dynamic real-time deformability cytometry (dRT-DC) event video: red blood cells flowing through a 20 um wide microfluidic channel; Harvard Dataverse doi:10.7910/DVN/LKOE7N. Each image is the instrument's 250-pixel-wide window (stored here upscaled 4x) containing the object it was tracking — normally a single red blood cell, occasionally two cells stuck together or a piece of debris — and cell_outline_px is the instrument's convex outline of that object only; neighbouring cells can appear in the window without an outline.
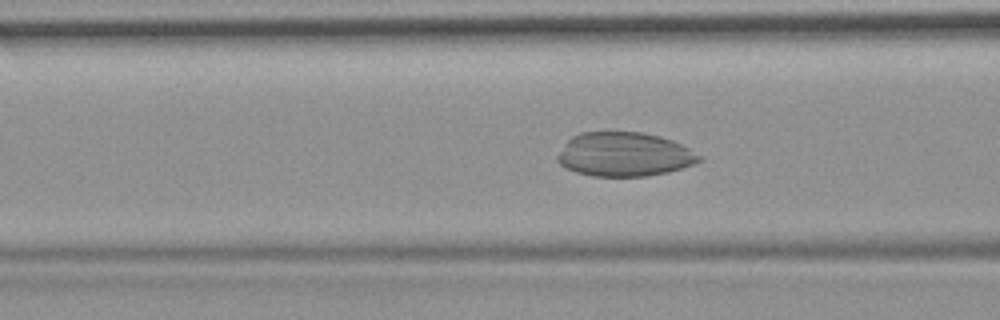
{"species": "common noctule bat (a hibernating species)", "species_latin": "Nyctalus noctula", "temperature_condition": "room temperature", "stored_images_in_passage": 34, "camera_frame_rate_fps": 3000, "um_per_image_px": 0.085, "animal": {"sex": "female", "body_mass_g": 19.9}, "frame": {"image": 1, "passage_image": 4, "time_ms": 1.0, "image_size_px": [1000, 320], "cell_outline_px": [[704, 160], [668, 172], [648, 176], [592, 176], [576, 172], [564, 168], [556, 160], [556, 156], [568, 140], [572, 136], [580, 132], [644, 132], [660, 136], [672, 140], [704, 156]], "centroid_in_image_um": [53.06, 13.12], "position_along_channel_um": 113.5, "area_um2": 36.59}}
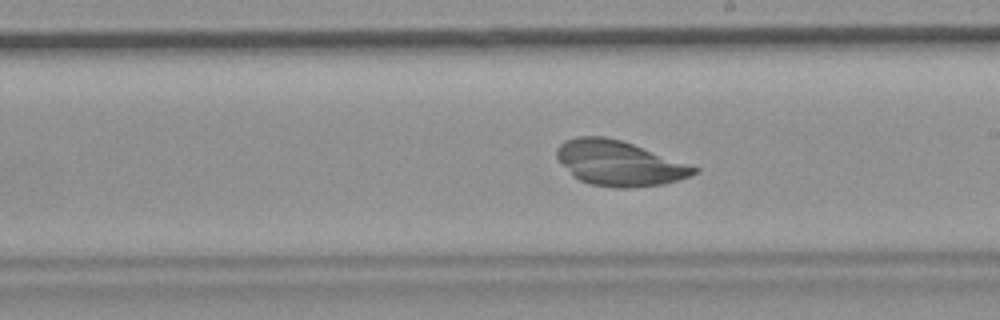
{"frame": {"image": 2, "passage_image": 14, "time_ms": 4.333, "image_size_px": [1000, 320], "cell_outline_px": [[700, 172], [664, 184], [628, 188], [616, 188], [588, 184], [572, 176], [556, 156], [556, 148], [564, 140], [576, 136], [604, 136], [620, 140], [632, 144], [700, 168]], "centroid_in_image_um": [52.59, 13.88], "position_along_channel_um": 236.4, "area_um2": 35.89}}
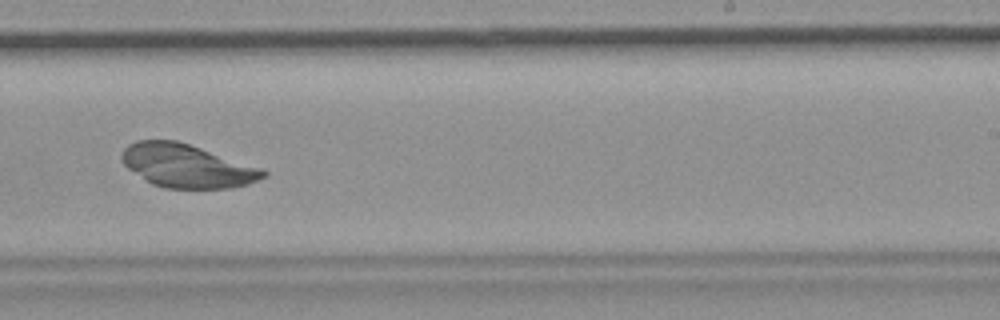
{"frame": {"image": 3, "passage_image": 17, "time_ms": 5.333, "image_size_px": [1000, 320], "cell_outline_px": [[268, 176], [248, 184], [232, 188], [164, 188], [152, 184], [128, 168], [124, 164], [120, 156], [124, 148], [128, 144], [136, 140], [176, 140], [264, 168], [268, 172]], "centroid_in_image_um": [15.92, 14.1], "position_along_channel_um": 273.1, "area_um2": 35.84}}